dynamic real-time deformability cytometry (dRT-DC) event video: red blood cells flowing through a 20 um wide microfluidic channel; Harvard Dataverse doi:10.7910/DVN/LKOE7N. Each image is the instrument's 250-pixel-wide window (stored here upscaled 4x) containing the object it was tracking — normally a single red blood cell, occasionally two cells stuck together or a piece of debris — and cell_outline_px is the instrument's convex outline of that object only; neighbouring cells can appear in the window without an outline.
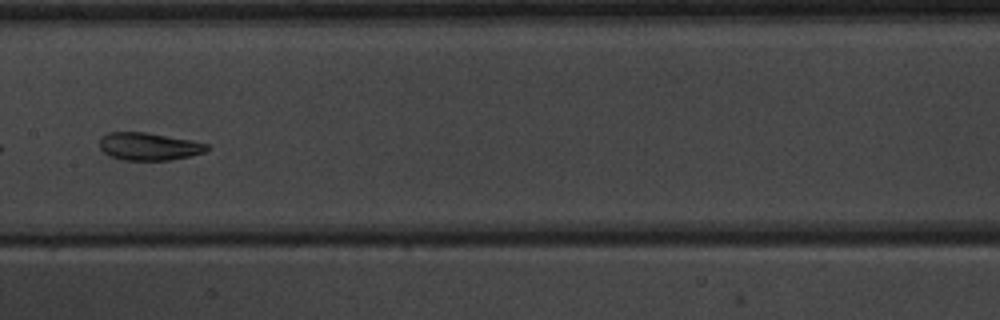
{"species": "common noctule bat (a hibernating species)", "species_latin": "Nyctalus noctula", "temperature_condition": "warm", "stored_images_in_passage": 9, "camera_frame_rate_fps": 3000, "um_per_image_px": 0.085, "animal": {"sex": "male", "body_mass_g": 20.1, "forearm_length_mm": 53.5}, "frame": {"image": 1, "passage_image": 8, "time_ms": 9.0, "image_size_px": [1000, 320], "cell_outline_px": [[212, 148], [204, 152], [188, 156], [168, 160], [120, 160], [108, 156], [100, 148], [100, 136], [108, 132], [144, 132], [192, 140], [208, 144]], "centroid_in_image_um": [12.63, 12.45], "position_along_channel_um": 194.8, "area_um2": 17.4}}
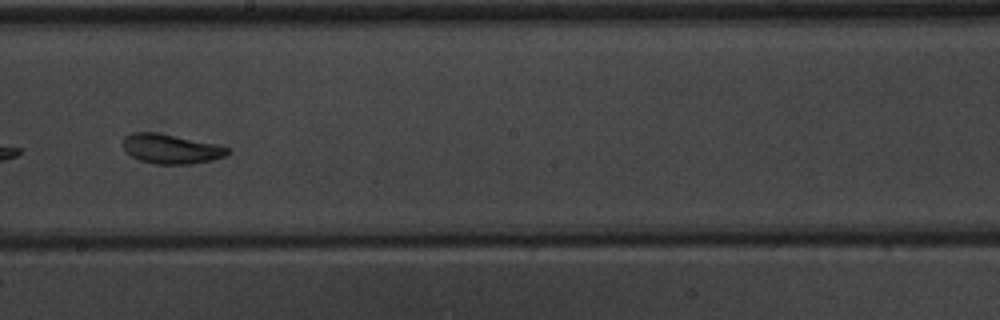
{"frame": {"image": 2, "passage_image": 9, "time_ms": 10.0, "image_size_px": [1000, 320], "cell_outline_px": [[232, 152], [224, 156], [212, 160], [192, 164], [156, 164], [140, 160], [132, 156], [124, 148], [124, 136], [132, 132], [152, 132], [216, 144], [228, 148]], "centroid_in_image_um": [14.54, 12.66], "position_along_channel_um": 233.7, "area_um2": 17.69}}